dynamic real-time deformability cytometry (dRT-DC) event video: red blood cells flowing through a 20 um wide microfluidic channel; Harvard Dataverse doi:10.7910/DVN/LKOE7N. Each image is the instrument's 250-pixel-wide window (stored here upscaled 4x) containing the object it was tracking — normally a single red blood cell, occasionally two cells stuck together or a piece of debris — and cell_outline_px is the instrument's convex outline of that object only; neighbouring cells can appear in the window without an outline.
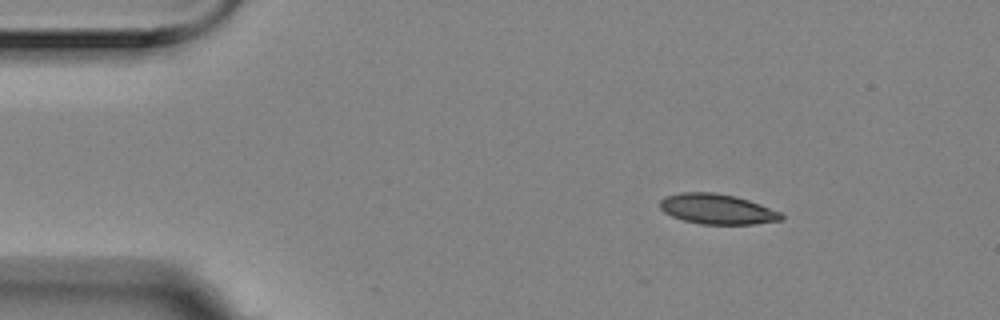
{"species": "Egyptian fruit bat (a non-hibernating species)", "species_latin": "Rousettus aegyptiacus", "temperature_condition": "room temperature", "stored_images_in_passage": 5, "camera_frame_rate_fps": 3000, "um_per_image_px": 0.085, "animal": {"sex": "female"}, "frame": {"image": 1, "passage_image": 1, "time_ms": 0.0, "image_size_px": [1000, 320], "cell_outline_px": [[784, 220], [752, 224], [700, 224], [684, 220], [672, 216], [664, 212], [660, 208], [660, 200], [664, 196], [680, 192], [716, 192], [736, 196], [760, 204], [780, 212], [784, 216]], "centroid_in_image_um": [60.95, 17.76], "position_along_channel_um": 24.1, "area_um2": 21.44}}